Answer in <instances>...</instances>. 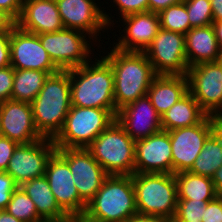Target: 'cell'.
I'll use <instances>...</instances> for the list:
<instances>
[{
    "mask_svg": "<svg viewBox=\"0 0 222 222\" xmlns=\"http://www.w3.org/2000/svg\"><path fill=\"white\" fill-rule=\"evenodd\" d=\"M100 55L101 52L95 60L68 70L71 105L107 109L116 117L113 70Z\"/></svg>",
    "mask_w": 222,
    "mask_h": 222,
    "instance_id": "obj_1",
    "label": "cell"
},
{
    "mask_svg": "<svg viewBox=\"0 0 222 222\" xmlns=\"http://www.w3.org/2000/svg\"><path fill=\"white\" fill-rule=\"evenodd\" d=\"M109 47L110 52L105 50L102 57L113 70L115 107L120 110L146 96L157 74L144 52L121 51L113 45Z\"/></svg>",
    "mask_w": 222,
    "mask_h": 222,
    "instance_id": "obj_2",
    "label": "cell"
},
{
    "mask_svg": "<svg viewBox=\"0 0 222 222\" xmlns=\"http://www.w3.org/2000/svg\"><path fill=\"white\" fill-rule=\"evenodd\" d=\"M136 213L132 176L109 175L78 222H126Z\"/></svg>",
    "mask_w": 222,
    "mask_h": 222,
    "instance_id": "obj_3",
    "label": "cell"
},
{
    "mask_svg": "<svg viewBox=\"0 0 222 222\" xmlns=\"http://www.w3.org/2000/svg\"><path fill=\"white\" fill-rule=\"evenodd\" d=\"M31 106L36 129L43 137L53 139L62 129L72 106L69 71L49 75Z\"/></svg>",
    "mask_w": 222,
    "mask_h": 222,
    "instance_id": "obj_4",
    "label": "cell"
},
{
    "mask_svg": "<svg viewBox=\"0 0 222 222\" xmlns=\"http://www.w3.org/2000/svg\"><path fill=\"white\" fill-rule=\"evenodd\" d=\"M132 181L137 213L173 220L178 201L174 174L134 173Z\"/></svg>",
    "mask_w": 222,
    "mask_h": 222,
    "instance_id": "obj_5",
    "label": "cell"
},
{
    "mask_svg": "<svg viewBox=\"0 0 222 222\" xmlns=\"http://www.w3.org/2000/svg\"><path fill=\"white\" fill-rule=\"evenodd\" d=\"M87 149L108 175L135 173V141L116 120Z\"/></svg>",
    "mask_w": 222,
    "mask_h": 222,
    "instance_id": "obj_6",
    "label": "cell"
},
{
    "mask_svg": "<svg viewBox=\"0 0 222 222\" xmlns=\"http://www.w3.org/2000/svg\"><path fill=\"white\" fill-rule=\"evenodd\" d=\"M115 120L107 109L71 106L62 129L52 140L56 148H87Z\"/></svg>",
    "mask_w": 222,
    "mask_h": 222,
    "instance_id": "obj_7",
    "label": "cell"
},
{
    "mask_svg": "<svg viewBox=\"0 0 222 222\" xmlns=\"http://www.w3.org/2000/svg\"><path fill=\"white\" fill-rule=\"evenodd\" d=\"M38 37L42 47L60 70L77 68L96 56L93 44H98L79 30L64 28L57 32L38 34Z\"/></svg>",
    "mask_w": 222,
    "mask_h": 222,
    "instance_id": "obj_8",
    "label": "cell"
},
{
    "mask_svg": "<svg viewBox=\"0 0 222 222\" xmlns=\"http://www.w3.org/2000/svg\"><path fill=\"white\" fill-rule=\"evenodd\" d=\"M59 15L65 28L82 31L89 35L101 47L100 40L105 31L114 30L115 16L106 12L96 0H55ZM98 4V5H97ZM110 15V16H109ZM113 17V18H112ZM110 29H109V28ZM105 30V31H104ZM100 34V35H99ZM100 38V39H99ZM96 39V40H95ZM98 40V41H97Z\"/></svg>",
    "mask_w": 222,
    "mask_h": 222,
    "instance_id": "obj_9",
    "label": "cell"
},
{
    "mask_svg": "<svg viewBox=\"0 0 222 222\" xmlns=\"http://www.w3.org/2000/svg\"><path fill=\"white\" fill-rule=\"evenodd\" d=\"M216 128V117L208 115L198 124L168 131L172 150L173 174L191 169L203 149L205 140Z\"/></svg>",
    "mask_w": 222,
    "mask_h": 222,
    "instance_id": "obj_10",
    "label": "cell"
},
{
    "mask_svg": "<svg viewBox=\"0 0 222 222\" xmlns=\"http://www.w3.org/2000/svg\"><path fill=\"white\" fill-rule=\"evenodd\" d=\"M144 53L156 74L187 75L184 34L160 28Z\"/></svg>",
    "mask_w": 222,
    "mask_h": 222,
    "instance_id": "obj_11",
    "label": "cell"
},
{
    "mask_svg": "<svg viewBox=\"0 0 222 222\" xmlns=\"http://www.w3.org/2000/svg\"><path fill=\"white\" fill-rule=\"evenodd\" d=\"M188 91L210 116L222 115V67L218 61L188 68Z\"/></svg>",
    "mask_w": 222,
    "mask_h": 222,
    "instance_id": "obj_12",
    "label": "cell"
},
{
    "mask_svg": "<svg viewBox=\"0 0 222 222\" xmlns=\"http://www.w3.org/2000/svg\"><path fill=\"white\" fill-rule=\"evenodd\" d=\"M69 165L79 197L87 204L109 176L87 148H57Z\"/></svg>",
    "mask_w": 222,
    "mask_h": 222,
    "instance_id": "obj_13",
    "label": "cell"
},
{
    "mask_svg": "<svg viewBox=\"0 0 222 222\" xmlns=\"http://www.w3.org/2000/svg\"><path fill=\"white\" fill-rule=\"evenodd\" d=\"M56 149L53 140L45 137L28 144H18L6 172L18 186L33 178L43 176L47 163Z\"/></svg>",
    "mask_w": 222,
    "mask_h": 222,
    "instance_id": "obj_14",
    "label": "cell"
},
{
    "mask_svg": "<svg viewBox=\"0 0 222 222\" xmlns=\"http://www.w3.org/2000/svg\"><path fill=\"white\" fill-rule=\"evenodd\" d=\"M10 58L14 69H31L49 75L60 69L42 47L38 34L30 33L15 25L10 31Z\"/></svg>",
    "mask_w": 222,
    "mask_h": 222,
    "instance_id": "obj_15",
    "label": "cell"
},
{
    "mask_svg": "<svg viewBox=\"0 0 222 222\" xmlns=\"http://www.w3.org/2000/svg\"><path fill=\"white\" fill-rule=\"evenodd\" d=\"M45 177L59 207L79 221L87 204L79 197L69 165L56 152L47 163Z\"/></svg>",
    "mask_w": 222,
    "mask_h": 222,
    "instance_id": "obj_16",
    "label": "cell"
},
{
    "mask_svg": "<svg viewBox=\"0 0 222 222\" xmlns=\"http://www.w3.org/2000/svg\"><path fill=\"white\" fill-rule=\"evenodd\" d=\"M0 132L18 144L44 138L36 129L31 103L12 99L0 103Z\"/></svg>",
    "mask_w": 222,
    "mask_h": 222,
    "instance_id": "obj_17",
    "label": "cell"
},
{
    "mask_svg": "<svg viewBox=\"0 0 222 222\" xmlns=\"http://www.w3.org/2000/svg\"><path fill=\"white\" fill-rule=\"evenodd\" d=\"M135 173L173 174L168 131L161 130L145 139L135 141Z\"/></svg>",
    "mask_w": 222,
    "mask_h": 222,
    "instance_id": "obj_18",
    "label": "cell"
},
{
    "mask_svg": "<svg viewBox=\"0 0 222 222\" xmlns=\"http://www.w3.org/2000/svg\"><path fill=\"white\" fill-rule=\"evenodd\" d=\"M118 23L125 26L119 28L124 33L112 45L121 51L144 52L160 29L159 15L151 11L125 16Z\"/></svg>",
    "mask_w": 222,
    "mask_h": 222,
    "instance_id": "obj_19",
    "label": "cell"
},
{
    "mask_svg": "<svg viewBox=\"0 0 222 222\" xmlns=\"http://www.w3.org/2000/svg\"><path fill=\"white\" fill-rule=\"evenodd\" d=\"M116 121L134 141L162 130L161 116L147 95L118 110Z\"/></svg>",
    "mask_w": 222,
    "mask_h": 222,
    "instance_id": "obj_20",
    "label": "cell"
},
{
    "mask_svg": "<svg viewBox=\"0 0 222 222\" xmlns=\"http://www.w3.org/2000/svg\"><path fill=\"white\" fill-rule=\"evenodd\" d=\"M16 25L34 34L57 32L65 28L55 0H23Z\"/></svg>",
    "mask_w": 222,
    "mask_h": 222,
    "instance_id": "obj_21",
    "label": "cell"
},
{
    "mask_svg": "<svg viewBox=\"0 0 222 222\" xmlns=\"http://www.w3.org/2000/svg\"><path fill=\"white\" fill-rule=\"evenodd\" d=\"M188 92L187 75L157 74L147 96L160 116L168 111Z\"/></svg>",
    "mask_w": 222,
    "mask_h": 222,
    "instance_id": "obj_22",
    "label": "cell"
},
{
    "mask_svg": "<svg viewBox=\"0 0 222 222\" xmlns=\"http://www.w3.org/2000/svg\"><path fill=\"white\" fill-rule=\"evenodd\" d=\"M220 48L211 25L191 28L185 34V53L189 68L204 62H216Z\"/></svg>",
    "mask_w": 222,
    "mask_h": 222,
    "instance_id": "obj_23",
    "label": "cell"
},
{
    "mask_svg": "<svg viewBox=\"0 0 222 222\" xmlns=\"http://www.w3.org/2000/svg\"><path fill=\"white\" fill-rule=\"evenodd\" d=\"M208 114L188 91L177 103L161 116L162 130L189 127L202 122Z\"/></svg>",
    "mask_w": 222,
    "mask_h": 222,
    "instance_id": "obj_24",
    "label": "cell"
},
{
    "mask_svg": "<svg viewBox=\"0 0 222 222\" xmlns=\"http://www.w3.org/2000/svg\"><path fill=\"white\" fill-rule=\"evenodd\" d=\"M31 198L38 214L43 218H72L57 204L45 175L33 178L20 186Z\"/></svg>",
    "mask_w": 222,
    "mask_h": 222,
    "instance_id": "obj_25",
    "label": "cell"
},
{
    "mask_svg": "<svg viewBox=\"0 0 222 222\" xmlns=\"http://www.w3.org/2000/svg\"><path fill=\"white\" fill-rule=\"evenodd\" d=\"M177 182L178 199L212 201L217 197L211 177L183 171L174 174Z\"/></svg>",
    "mask_w": 222,
    "mask_h": 222,
    "instance_id": "obj_26",
    "label": "cell"
},
{
    "mask_svg": "<svg viewBox=\"0 0 222 222\" xmlns=\"http://www.w3.org/2000/svg\"><path fill=\"white\" fill-rule=\"evenodd\" d=\"M221 165L222 133L216 128L205 140L203 149L189 171L212 178Z\"/></svg>",
    "mask_w": 222,
    "mask_h": 222,
    "instance_id": "obj_27",
    "label": "cell"
},
{
    "mask_svg": "<svg viewBox=\"0 0 222 222\" xmlns=\"http://www.w3.org/2000/svg\"><path fill=\"white\" fill-rule=\"evenodd\" d=\"M47 72L31 69H14L11 99L31 103L42 89Z\"/></svg>",
    "mask_w": 222,
    "mask_h": 222,
    "instance_id": "obj_28",
    "label": "cell"
},
{
    "mask_svg": "<svg viewBox=\"0 0 222 222\" xmlns=\"http://www.w3.org/2000/svg\"><path fill=\"white\" fill-rule=\"evenodd\" d=\"M158 15L160 19V28L164 30L185 35L192 28L184 2L170 5Z\"/></svg>",
    "mask_w": 222,
    "mask_h": 222,
    "instance_id": "obj_29",
    "label": "cell"
},
{
    "mask_svg": "<svg viewBox=\"0 0 222 222\" xmlns=\"http://www.w3.org/2000/svg\"><path fill=\"white\" fill-rule=\"evenodd\" d=\"M4 210L22 222H33L42 218L31 198L20 186L13 192L11 200Z\"/></svg>",
    "mask_w": 222,
    "mask_h": 222,
    "instance_id": "obj_30",
    "label": "cell"
},
{
    "mask_svg": "<svg viewBox=\"0 0 222 222\" xmlns=\"http://www.w3.org/2000/svg\"><path fill=\"white\" fill-rule=\"evenodd\" d=\"M188 12L190 26L203 27L213 23L210 0H183Z\"/></svg>",
    "mask_w": 222,
    "mask_h": 222,
    "instance_id": "obj_31",
    "label": "cell"
},
{
    "mask_svg": "<svg viewBox=\"0 0 222 222\" xmlns=\"http://www.w3.org/2000/svg\"><path fill=\"white\" fill-rule=\"evenodd\" d=\"M208 202L210 201L178 199L173 220L175 222H202Z\"/></svg>",
    "mask_w": 222,
    "mask_h": 222,
    "instance_id": "obj_32",
    "label": "cell"
},
{
    "mask_svg": "<svg viewBox=\"0 0 222 222\" xmlns=\"http://www.w3.org/2000/svg\"><path fill=\"white\" fill-rule=\"evenodd\" d=\"M110 1V0H108ZM112 5L110 4V8L116 7V12L118 13L117 21L114 22L115 24H118V19L123 18L125 16L131 15V14H137L140 12H146L148 11V0H112L110 1ZM114 4V5H113ZM116 5V6H115ZM121 16V17H120Z\"/></svg>",
    "mask_w": 222,
    "mask_h": 222,
    "instance_id": "obj_33",
    "label": "cell"
},
{
    "mask_svg": "<svg viewBox=\"0 0 222 222\" xmlns=\"http://www.w3.org/2000/svg\"><path fill=\"white\" fill-rule=\"evenodd\" d=\"M17 188L14 179L6 171H0V210L6 208Z\"/></svg>",
    "mask_w": 222,
    "mask_h": 222,
    "instance_id": "obj_34",
    "label": "cell"
},
{
    "mask_svg": "<svg viewBox=\"0 0 222 222\" xmlns=\"http://www.w3.org/2000/svg\"><path fill=\"white\" fill-rule=\"evenodd\" d=\"M14 68L10 65L0 69V103L11 99Z\"/></svg>",
    "mask_w": 222,
    "mask_h": 222,
    "instance_id": "obj_35",
    "label": "cell"
},
{
    "mask_svg": "<svg viewBox=\"0 0 222 222\" xmlns=\"http://www.w3.org/2000/svg\"><path fill=\"white\" fill-rule=\"evenodd\" d=\"M18 143L8 137L0 136V171H6L8 163Z\"/></svg>",
    "mask_w": 222,
    "mask_h": 222,
    "instance_id": "obj_36",
    "label": "cell"
},
{
    "mask_svg": "<svg viewBox=\"0 0 222 222\" xmlns=\"http://www.w3.org/2000/svg\"><path fill=\"white\" fill-rule=\"evenodd\" d=\"M202 222H222V196H217L206 204Z\"/></svg>",
    "mask_w": 222,
    "mask_h": 222,
    "instance_id": "obj_37",
    "label": "cell"
},
{
    "mask_svg": "<svg viewBox=\"0 0 222 222\" xmlns=\"http://www.w3.org/2000/svg\"><path fill=\"white\" fill-rule=\"evenodd\" d=\"M10 65V33H8L0 36V69Z\"/></svg>",
    "mask_w": 222,
    "mask_h": 222,
    "instance_id": "obj_38",
    "label": "cell"
},
{
    "mask_svg": "<svg viewBox=\"0 0 222 222\" xmlns=\"http://www.w3.org/2000/svg\"><path fill=\"white\" fill-rule=\"evenodd\" d=\"M23 0H0V8L7 12L15 21L19 18Z\"/></svg>",
    "mask_w": 222,
    "mask_h": 222,
    "instance_id": "obj_39",
    "label": "cell"
},
{
    "mask_svg": "<svg viewBox=\"0 0 222 222\" xmlns=\"http://www.w3.org/2000/svg\"><path fill=\"white\" fill-rule=\"evenodd\" d=\"M183 2V0H148V11L159 14L170 5Z\"/></svg>",
    "mask_w": 222,
    "mask_h": 222,
    "instance_id": "obj_40",
    "label": "cell"
},
{
    "mask_svg": "<svg viewBox=\"0 0 222 222\" xmlns=\"http://www.w3.org/2000/svg\"><path fill=\"white\" fill-rule=\"evenodd\" d=\"M16 25V21L3 9L0 8V36L10 33Z\"/></svg>",
    "mask_w": 222,
    "mask_h": 222,
    "instance_id": "obj_41",
    "label": "cell"
},
{
    "mask_svg": "<svg viewBox=\"0 0 222 222\" xmlns=\"http://www.w3.org/2000/svg\"><path fill=\"white\" fill-rule=\"evenodd\" d=\"M167 219L160 216L146 215L136 213L131 216L126 222H166Z\"/></svg>",
    "mask_w": 222,
    "mask_h": 222,
    "instance_id": "obj_42",
    "label": "cell"
},
{
    "mask_svg": "<svg viewBox=\"0 0 222 222\" xmlns=\"http://www.w3.org/2000/svg\"><path fill=\"white\" fill-rule=\"evenodd\" d=\"M213 21H222V0H210Z\"/></svg>",
    "mask_w": 222,
    "mask_h": 222,
    "instance_id": "obj_43",
    "label": "cell"
},
{
    "mask_svg": "<svg viewBox=\"0 0 222 222\" xmlns=\"http://www.w3.org/2000/svg\"><path fill=\"white\" fill-rule=\"evenodd\" d=\"M212 180L217 196H222V165L215 172Z\"/></svg>",
    "mask_w": 222,
    "mask_h": 222,
    "instance_id": "obj_44",
    "label": "cell"
},
{
    "mask_svg": "<svg viewBox=\"0 0 222 222\" xmlns=\"http://www.w3.org/2000/svg\"><path fill=\"white\" fill-rule=\"evenodd\" d=\"M212 26L215 31L216 39L220 50L222 51V21H213Z\"/></svg>",
    "mask_w": 222,
    "mask_h": 222,
    "instance_id": "obj_45",
    "label": "cell"
},
{
    "mask_svg": "<svg viewBox=\"0 0 222 222\" xmlns=\"http://www.w3.org/2000/svg\"><path fill=\"white\" fill-rule=\"evenodd\" d=\"M33 222H78L74 218H40Z\"/></svg>",
    "mask_w": 222,
    "mask_h": 222,
    "instance_id": "obj_46",
    "label": "cell"
},
{
    "mask_svg": "<svg viewBox=\"0 0 222 222\" xmlns=\"http://www.w3.org/2000/svg\"><path fill=\"white\" fill-rule=\"evenodd\" d=\"M0 222H22L5 210H0Z\"/></svg>",
    "mask_w": 222,
    "mask_h": 222,
    "instance_id": "obj_47",
    "label": "cell"
},
{
    "mask_svg": "<svg viewBox=\"0 0 222 222\" xmlns=\"http://www.w3.org/2000/svg\"><path fill=\"white\" fill-rule=\"evenodd\" d=\"M217 128L222 133V115L216 117Z\"/></svg>",
    "mask_w": 222,
    "mask_h": 222,
    "instance_id": "obj_48",
    "label": "cell"
},
{
    "mask_svg": "<svg viewBox=\"0 0 222 222\" xmlns=\"http://www.w3.org/2000/svg\"><path fill=\"white\" fill-rule=\"evenodd\" d=\"M218 62L222 67V51L220 52L219 58H218Z\"/></svg>",
    "mask_w": 222,
    "mask_h": 222,
    "instance_id": "obj_49",
    "label": "cell"
},
{
    "mask_svg": "<svg viewBox=\"0 0 222 222\" xmlns=\"http://www.w3.org/2000/svg\"><path fill=\"white\" fill-rule=\"evenodd\" d=\"M166 222H175L174 220H167Z\"/></svg>",
    "mask_w": 222,
    "mask_h": 222,
    "instance_id": "obj_50",
    "label": "cell"
}]
</instances>
